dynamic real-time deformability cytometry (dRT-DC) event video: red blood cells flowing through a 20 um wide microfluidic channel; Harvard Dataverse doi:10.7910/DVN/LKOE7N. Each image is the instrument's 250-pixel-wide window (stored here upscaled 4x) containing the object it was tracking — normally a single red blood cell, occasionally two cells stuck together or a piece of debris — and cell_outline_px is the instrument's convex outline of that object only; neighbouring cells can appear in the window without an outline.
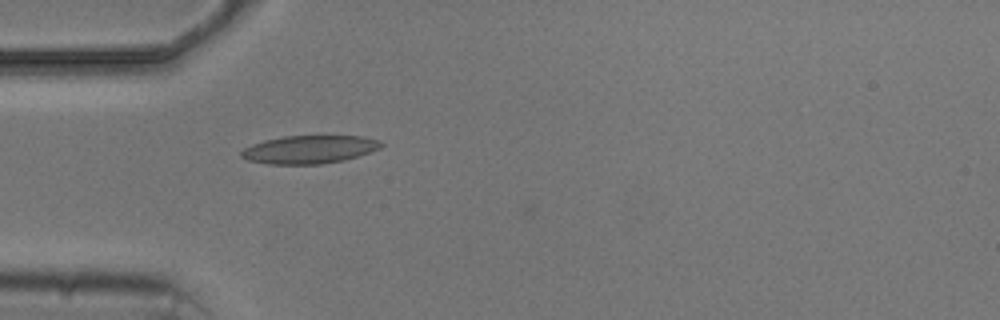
{"species": "common noctule bat (a hibernating species)", "species_latin": "Nyctalus noctula", "temperature_condition": "cold", "stored_images_in_passage": 2, "camera_frame_rate_fps": 3000, "um_per_image_px": 0.085, "animal": {"sex": "male", "body_mass_g": 20.5, "forearm_length_mm": 52.5}, "frame": {"image": 1, "passage_image": 2, "time_ms": 2.667, "image_size_px": [1000, 320], "cell_outline_px": [[384, 144], [380, 148], [344, 160], [320, 164], [268, 164], [248, 160], [240, 156], [240, 152], [244, 148], [252, 144], [264, 140], [284, 136], [364, 136], [380, 140]], "centroid_in_image_um": [26.28, 12.7], "position_along_channel_um": 58.7, "area_um2": 22.83}}